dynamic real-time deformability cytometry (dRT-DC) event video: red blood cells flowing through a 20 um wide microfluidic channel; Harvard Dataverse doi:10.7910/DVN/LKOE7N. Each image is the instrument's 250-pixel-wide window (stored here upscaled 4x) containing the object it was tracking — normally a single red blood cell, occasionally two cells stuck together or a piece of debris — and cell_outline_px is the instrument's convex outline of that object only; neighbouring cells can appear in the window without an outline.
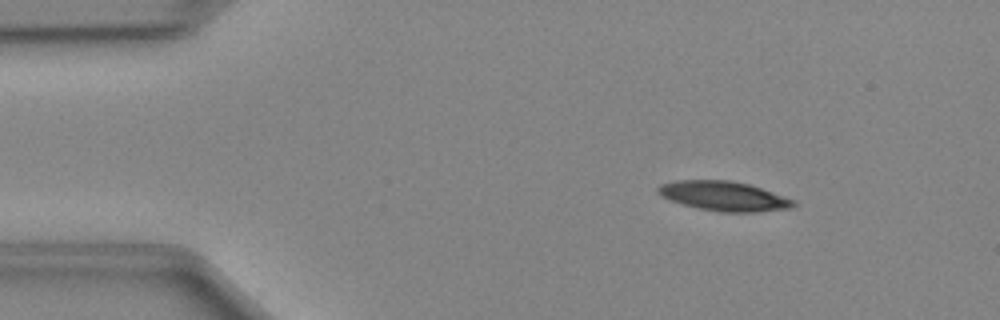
{"species": "Egyptian fruit bat (a non-hibernating species)", "species_latin": "Rousettus aegyptiacus", "temperature_condition": "cold", "stored_images_in_passage": 42, "camera_frame_rate_fps": 3000, "um_per_image_px": 0.085, "animal": {"sex": "female"}, "frame": {"image": 1, "passage_image": 1, "time_ms": 0.0, "image_size_px": [1000, 320], "cell_outline_px": [[796, 204], [792, 208], [756, 212], [720, 212], [700, 208], [684, 204], [660, 196], [656, 192], [656, 188], [660, 184], [676, 180], [728, 180], [748, 184], [796, 200]], "centroid_in_image_um": [61.52, 16.66], "position_along_channel_um": 23.5, "area_um2": 23.24}}
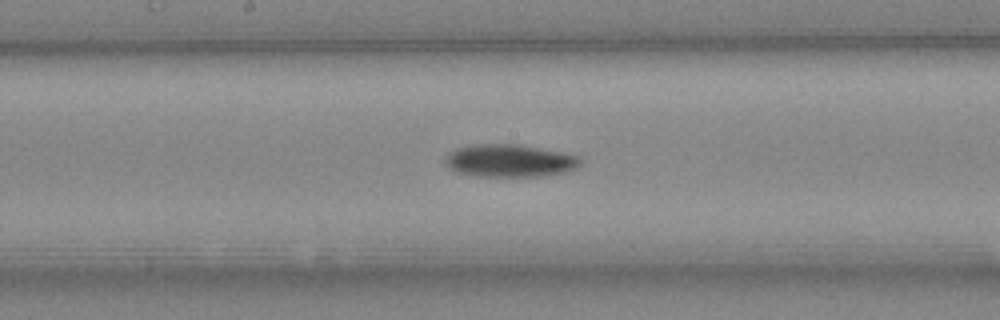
{"frame": {"image": 2, "passage_image": 19, "time_ms": 6.0, "image_size_px": [1000, 320], "cell_outline_px": [[580, 164], [576, 168], [568, 172], [548, 176], [472, 176], [456, 172], [448, 168], [444, 160], [444, 156], [448, 152], [456, 148], [476, 144], [520, 144], [564, 152], [580, 156]], "centroid_in_image_um": [43.32, 13.66], "position_along_channel_um": 204.9, "area_um2": 26.24}}
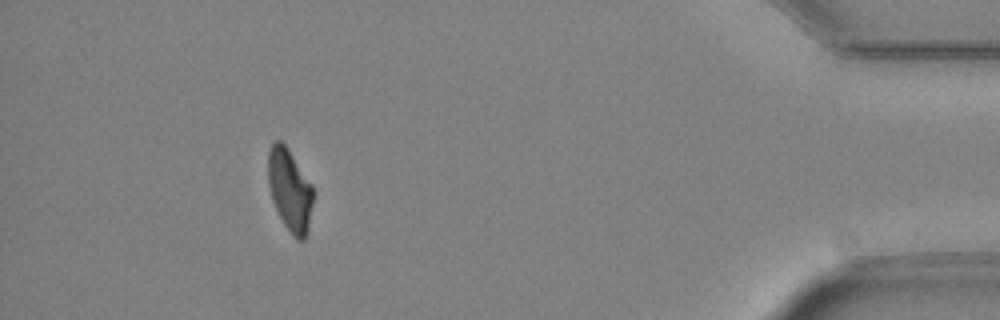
{"frame": {"image": 3, "passage_image": 38, "time_ms": 12.333, "image_size_px": [1000, 320], "cell_outline_px": [[312, 204], [308, 232], [304, 240], [300, 240], [292, 236], [284, 224], [272, 200], [268, 184], [268, 152], [272, 144], [276, 140], [280, 140], [288, 148], [312, 184]], "centroid_in_image_um": [24.63, 16.15], "position_along_channel_um": 410.6, "area_um2": 21.5}}